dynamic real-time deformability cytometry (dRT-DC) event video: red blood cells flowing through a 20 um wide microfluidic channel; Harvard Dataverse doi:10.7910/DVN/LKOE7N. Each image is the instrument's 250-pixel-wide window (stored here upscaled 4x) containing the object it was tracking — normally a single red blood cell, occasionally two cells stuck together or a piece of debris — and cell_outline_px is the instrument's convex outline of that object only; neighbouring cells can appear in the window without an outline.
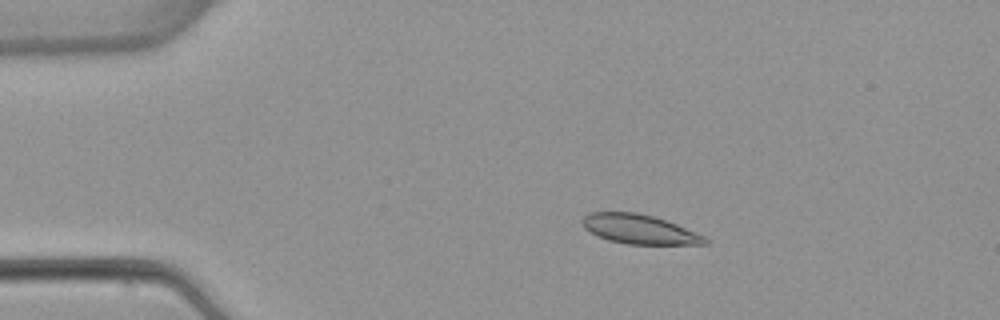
{"species": "common noctule bat (a hibernating species)", "species_latin": "Nyctalus noctula", "temperature_condition": "warm", "stored_images_in_passage": 6, "camera_frame_rate_fps": 3000, "um_per_image_px": 0.085, "animal": {"sex": "female", "body_mass_g": 22.7, "forearm_length_mm": 54.2}, "frame": {"image": 1, "passage_image": 3, "time_ms": 2.667, "image_size_px": [1000, 320], "cell_outline_px": [[708, 244], [628, 244], [608, 240], [584, 228], [580, 220], [588, 212], [636, 212], [652, 216], [676, 224], [696, 232], [704, 236], [708, 240]], "centroid_in_image_um": [54.32, 19.48], "position_along_channel_um": 30.7, "area_um2": 20.81}}
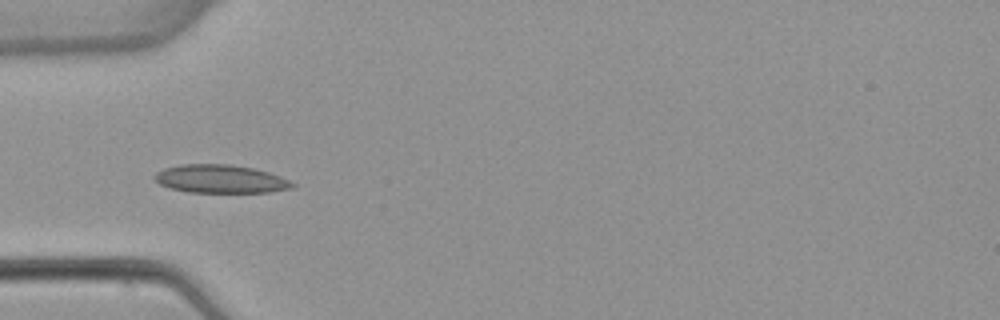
{"frame": {"image": 2, "passage_image": 5, "time_ms": 5.0, "image_size_px": [1000, 320], "cell_outline_px": [[296, 184], [292, 188], [268, 192], [188, 192], [168, 188], [160, 184], [152, 176], [156, 172], [164, 168], [180, 164], [228, 164], [252, 168], [268, 172], [280, 176]], "centroid_in_image_um": [18.7, 15.21], "position_along_channel_um": 66.3, "area_um2": 22.66}}
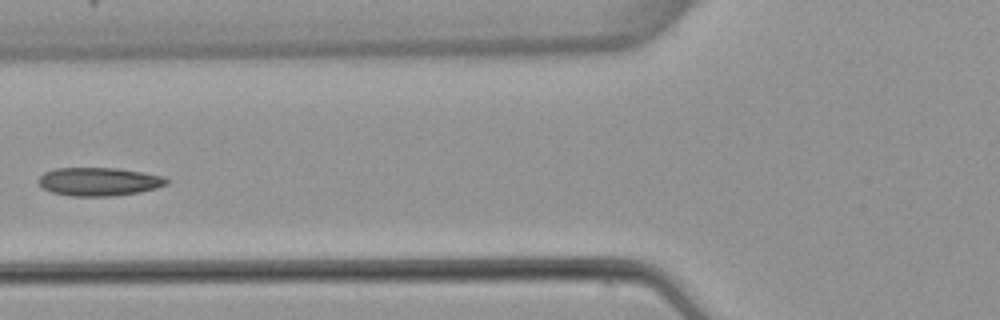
{"frame": {"image": 3, "passage_image": 6, "time_ms": 6.333, "image_size_px": [1000, 320], "cell_outline_px": [[172, 180], [168, 184], [156, 188], [140, 192], [112, 196], [72, 196], [52, 192], [44, 188], [36, 180], [44, 172], [56, 168], [116, 168], [164, 176]], "centroid_in_image_um": [8.44, 15.44], "position_along_channel_um": 117.4, "area_um2": 21.21}}